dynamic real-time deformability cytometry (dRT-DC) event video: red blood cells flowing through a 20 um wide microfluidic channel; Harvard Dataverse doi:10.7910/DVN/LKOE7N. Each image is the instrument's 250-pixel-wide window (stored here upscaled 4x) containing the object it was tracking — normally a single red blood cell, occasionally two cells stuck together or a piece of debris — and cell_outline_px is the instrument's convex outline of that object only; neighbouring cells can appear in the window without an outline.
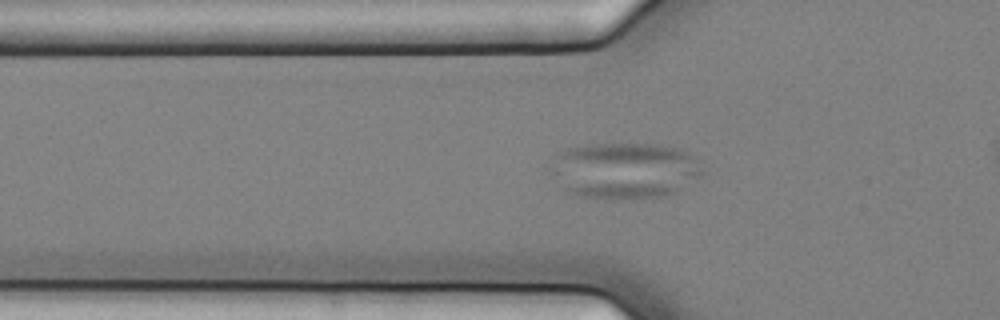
{"species": "common noctule bat (a hibernating species)", "species_latin": "Nyctalus noctula", "temperature_condition": "cold", "stored_images_in_passage": 9, "camera_frame_rate_fps": 3000, "um_per_image_px": 0.085, "animal": {"sex": "female", "body_mass_g": 25.1}, "frame": {"image": 1, "passage_image": 6, "time_ms": 1.667, "image_size_px": [1000, 320], "cell_outline_px": [[704, 176], [672, 196], [644, 200], [612, 200], [584, 196], [564, 192], [560, 188], [560, 152], [568, 148], [596, 144], [656, 144], [676, 148], [700, 160], [704, 172]], "centroid_in_image_um": [53.33, 14.56], "position_along_channel_um": 72.5, "area_um2": 49.65}}